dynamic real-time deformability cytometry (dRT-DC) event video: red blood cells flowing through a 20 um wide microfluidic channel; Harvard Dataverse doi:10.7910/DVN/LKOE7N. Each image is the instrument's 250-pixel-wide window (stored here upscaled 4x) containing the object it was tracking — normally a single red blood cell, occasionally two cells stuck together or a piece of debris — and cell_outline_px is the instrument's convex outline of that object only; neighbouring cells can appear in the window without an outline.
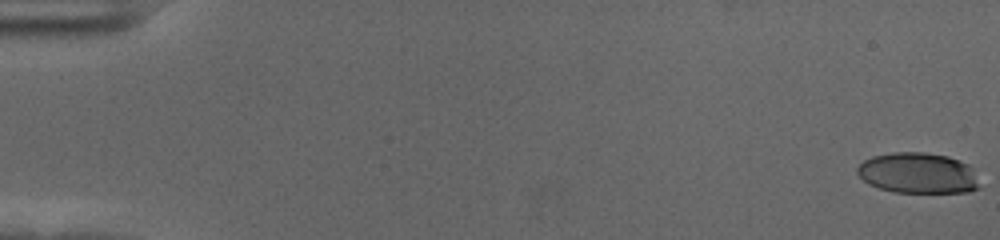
{"species": "human", "species_latin": "Homo sapiens", "temperature_condition": "cold", "stored_images_in_passage": 57, "camera_frame_rate_fps": 3000, "um_per_image_px": 0.085, "donor": {"sex": "female"}, "frame": {"image": 1, "passage_image": 1, "time_ms": 0.0, "image_size_px": [1000, 240], "cell_outline_px": [[980, 188], [968, 192], [892, 192], [868, 184], [856, 172], [856, 168], [864, 160], [872, 156], [892, 152], [924, 152], [948, 156], [960, 160], [968, 164], [972, 168]], "centroid_in_image_um": [78.02, 14.7], "position_along_channel_um": 7.0, "area_um2": 29.07}}
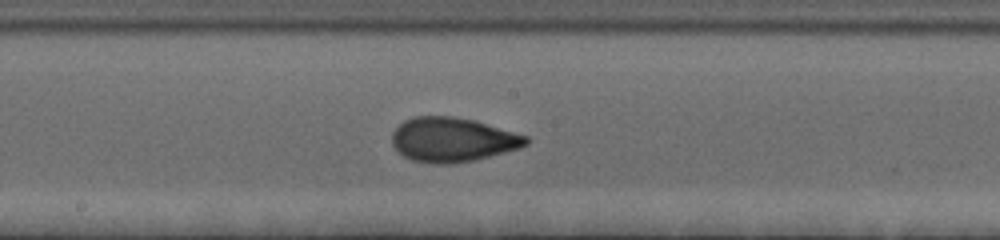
{"frame": {"image": 2, "passage_image": 32, "time_ms": 10.333, "image_size_px": [1000, 240], "cell_outline_px": [[528, 144], [520, 148], [472, 160], [452, 164], [432, 164], [412, 160], [404, 156], [392, 144], [392, 132], [404, 120], [412, 116], [452, 116], [472, 120], [528, 136]], "centroid_in_image_um": [38.44, 11.87], "position_along_channel_um": 209.8, "area_um2": 34.39}}
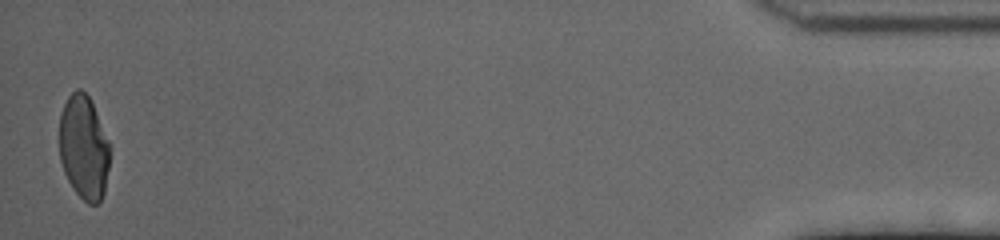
{"frame": {"image": 3, "passage_image": 57, "time_ms": 18.667, "image_size_px": [1000, 240], "cell_outline_px": [[112, 148], [104, 192], [100, 204], [88, 204], [76, 192], [68, 180], [64, 172], [60, 160], [60, 112], [68, 96], [76, 88], [80, 88], [88, 96], [92, 104]], "centroid_in_image_um": [7.14, 12.55], "position_along_channel_um": 428.1, "area_um2": 30.75}, "authors_computed_cell_mechanics": {"area_um2": 32.3102, "velocity_mm_per_s": 3.6247, "shape_relaxation_time_tau1_ms": 7.0853, "shape_relaxation_time_tau2_ms": 1.0408, "deformation_change_tau1": 0.2183, "deformation_change_tau2": 0.0657}}